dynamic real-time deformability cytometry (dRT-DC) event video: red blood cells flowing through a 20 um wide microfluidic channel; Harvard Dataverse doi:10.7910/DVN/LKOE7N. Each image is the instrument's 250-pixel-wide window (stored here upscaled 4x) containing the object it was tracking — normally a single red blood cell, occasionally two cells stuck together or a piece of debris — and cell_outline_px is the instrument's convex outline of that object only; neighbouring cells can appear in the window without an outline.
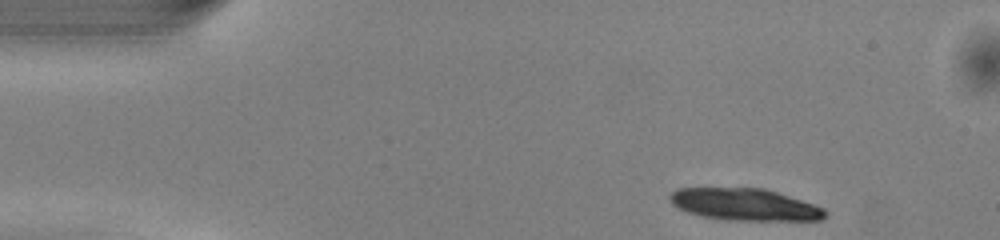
{"species": "common noctule bat (a hibernating species)", "species_latin": "Nyctalus noctula", "temperature_condition": "warm", "stored_images_in_passage": 44, "camera_frame_rate_fps": 3000, "um_per_image_px": 0.085, "animal": {"sex": "male", "body_mass_g": 13.0, "forearm_length_mm": 53.1}, "frame": {"image": 1, "passage_image": 1, "time_ms": 0.0, "image_size_px": [1000, 240], "cell_outline_px": [[828, 216], [820, 220], [740, 220], [704, 216], [688, 212], [672, 204], [668, 196], [676, 188], [764, 188], [824, 208], [828, 212]], "centroid_in_image_um": [63.31, 17.37], "position_along_channel_um": 21.7, "area_um2": 28.5}}
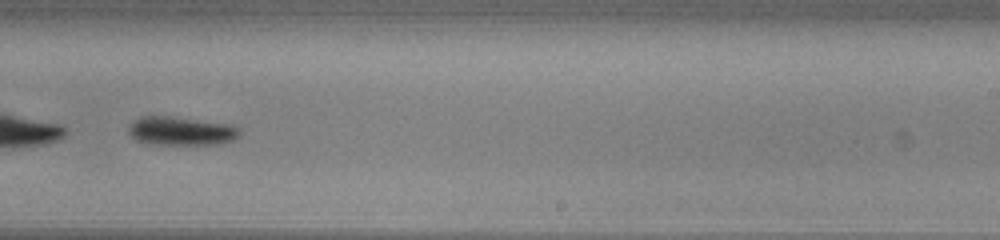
{"frame": {"image": 2, "passage_image": 26, "time_ms": 8.333, "image_size_px": [1000, 240], "cell_outline_px": [[240, 136], [232, 140], [220, 144], [144, 144], [136, 140], [128, 132], [128, 128], [132, 120], [140, 116], [172, 116], [228, 124], [240, 128]], "centroid_in_image_um": [15.36, 11.13], "position_along_channel_um": 273.6, "area_um2": 18.73}}
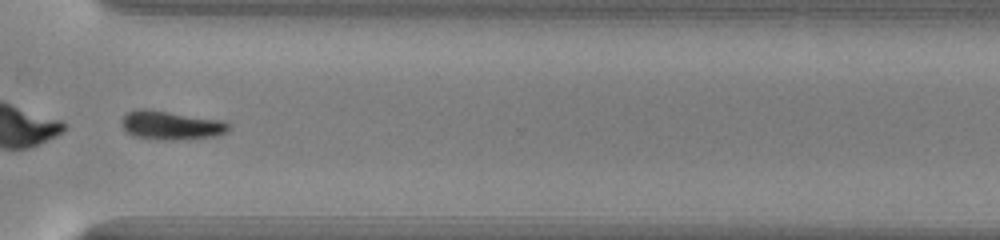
{"frame": {"image": 3, "passage_image": 32, "time_ms": 10.333, "image_size_px": [1000, 240], "cell_outline_px": [[232, 124], [224, 132], [216, 136], [164, 140], [156, 140], [132, 136], [120, 124], [120, 120], [128, 112], [136, 108], [148, 108], [224, 120]], "centroid_in_image_um": [14.5, 10.62], "position_along_channel_um": 356.1, "area_um2": 18.21}, "authors_computed_cell_mechanics": {"area_um2": 20.9236, "velocity_mm_per_s": 4.0997, "shape_relaxation_time_tau1_ms": 1.2983, "shape_relaxation_time_tau2_ms": null, "deformation_change_tau1": 0.1044, "deformation_change_tau2": null}}